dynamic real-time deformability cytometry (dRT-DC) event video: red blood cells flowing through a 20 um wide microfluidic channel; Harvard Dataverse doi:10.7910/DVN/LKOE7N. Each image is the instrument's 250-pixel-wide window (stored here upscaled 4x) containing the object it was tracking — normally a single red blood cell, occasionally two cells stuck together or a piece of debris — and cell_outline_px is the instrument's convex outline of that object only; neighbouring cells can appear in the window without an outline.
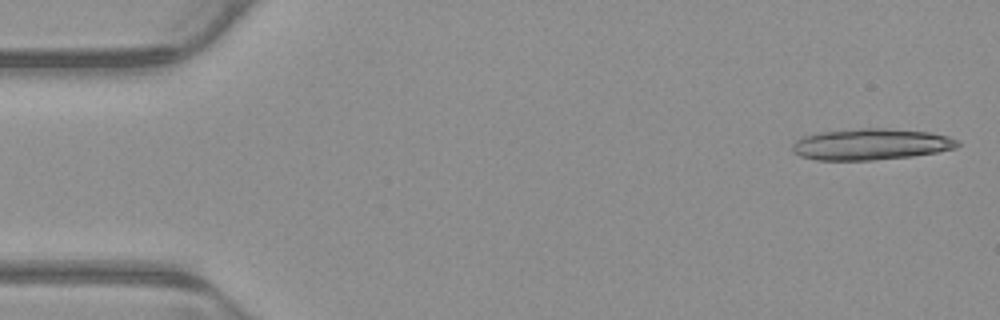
{"species": "common noctule bat (a hibernating species)", "species_latin": "Nyctalus noctula", "temperature_condition": "warm", "stored_images_in_passage": 5, "camera_frame_rate_fps": 3000, "um_per_image_px": 0.085, "animal": {"sex": "male", "body_mass_g": 23.1, "forearm_length_mm": 52.7}, "frame": {"image": 1, "passage_image": 1, "time_ms": 0.0, "image_size_px": [1000, 320], "cell_outline_px": [[960, 144], [956, 148], [936, 152], [912, 156], [872, 160], [816, 160], [800, 156], [792, 152], [792, 144], [796, 140], [804, 136], [824, 132], [864, 128], [880, 128], [928, 132], [948, 136], [956, 140]], "centroid_in_image_um": [74.01, 12.27], "position_along_channel_um": 11.0, "area_um2": 29.82}}